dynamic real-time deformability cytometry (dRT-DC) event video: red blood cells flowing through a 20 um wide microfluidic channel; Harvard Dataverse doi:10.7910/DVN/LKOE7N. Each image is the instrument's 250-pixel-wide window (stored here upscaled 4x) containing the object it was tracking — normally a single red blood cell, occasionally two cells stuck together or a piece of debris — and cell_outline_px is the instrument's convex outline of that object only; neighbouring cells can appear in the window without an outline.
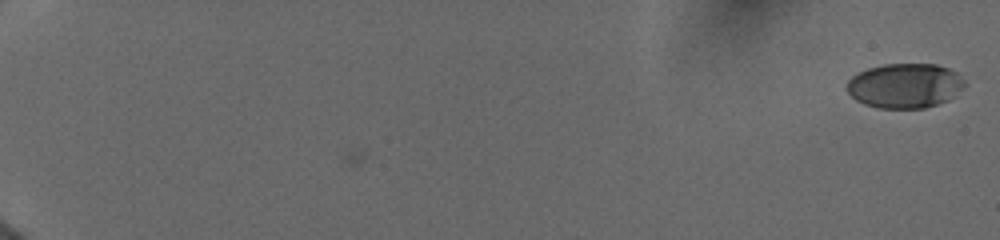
{"species": "human", "species_latin": "Homo sapiens", "temperature_condition": "cold", "stored_images_in_passage": 20, "camera_frame_rate_fps": 3000, "um_per_image_px": 0.085, "donor": {"sex": "female"}, "frame": {"image": 1, "passage_image": 1, "time_ms": 0.0, "image_size_px": [1000, 240], "cell_outline_px": [[968, 84], [964, 88], [948, 100], [924, 108], [880, 108], [864, 104], [856, 100], [844, 88], [844, 84], [852, 76], [868, 68], [884, 64], [936, 64], [948, 68], [956, 72]], "centroid_in_image_um": [76.91, 7.28], "position_along_channel_um": 8.1, "area_um2": 30.87}}
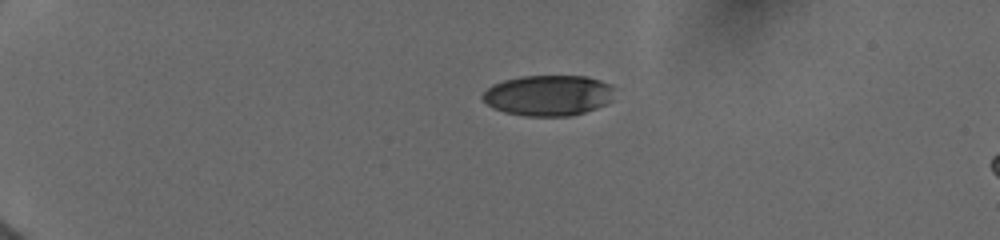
{"frame": {"image": 2, "passage_image": 14, "time_ms": 4.667, "image_size_px": [1000, 240], "cell_outline_px": [[612, 100], [596, 108], [572, 116], [524, 116], [504, 112], [492, 108], [480, 96], [492, 84], [504, 80], [520, 76], [584, 76], [600, 80], [608, 84], [612, 88]], "centroid_in_image_um": [46.56, 8.11], "position_along_channel_um": 38.4, "area_um2": 31.21}}